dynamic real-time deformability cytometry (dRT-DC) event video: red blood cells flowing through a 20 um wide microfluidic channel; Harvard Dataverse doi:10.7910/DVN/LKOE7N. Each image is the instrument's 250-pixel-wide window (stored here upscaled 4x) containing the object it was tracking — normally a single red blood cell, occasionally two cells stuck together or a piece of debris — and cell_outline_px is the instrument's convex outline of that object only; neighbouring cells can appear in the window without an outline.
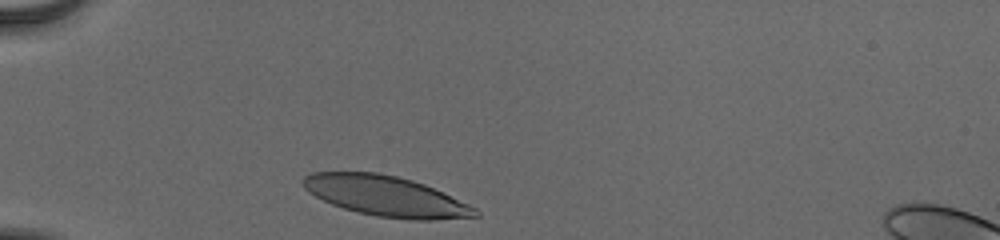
{"species": "human", "species_latin": "Homo sapiens", "temperature_condition": "cold", "stored_images_in_passage": 30, "camera_frame_rate_fps": 3000, "um_per_image_px": 0.085, "donor": {"sex": "male"}, "frame": {"image": 1, "passage_image": 1, "time_ms": 0.0, "image_size_px": [1000, 240], "cell_outline_px": [[480, 216], [432, 220], [412, 220], [376, 216], [344, 208], [332, 204], [308, 192], [304, 188], [304, 176], [312, 172], [376, 172], [396, 176], [412, 180], [424, 184], [468, 204], [476, 208], [480, 212]], "centroid_in_image_um": [32.81, 16.67], "position_along_channel_um": 52.2, "area_um2": 40.06}}
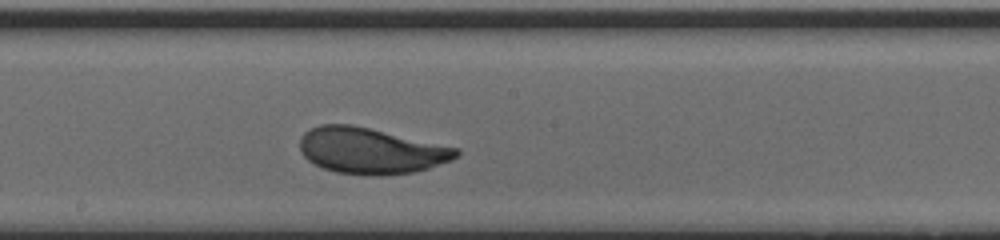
{"frame": {"image": 2, "passage_image": 16, "time_ms": 5.0, "image_size_px": [1000, 240], "cell_outline_px": [[460, 152], [452, 160], [416, 172], [384, 176], [368, 176], [336, 172], [324, 168], [308, 160], [304, 156], [300, 148], [300, 136], [304, 132], [320, 124], [352, 124], [460, 148]], "centroid_in_image_um": [31.53, 12.82], "position_along_channel_um": 216.7, "area_um2": 42.19}}
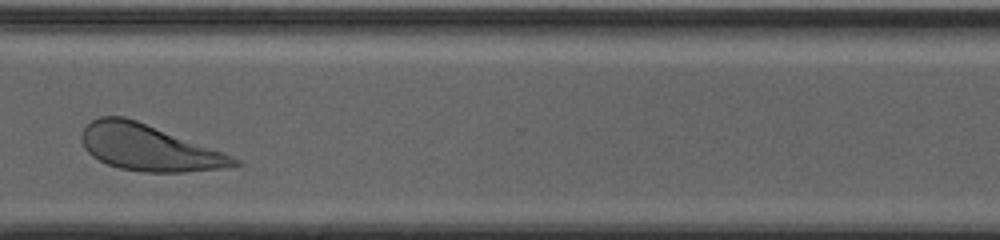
{"frame": {"image": 3, "passage_image": 27, "time_ms": 8.667, "image_size_px": [1000, 240], "cell_outline_px": [[240, 164], [224, 168], [184, 172], [144, 172], [120, 168], [108, 164], [92, 156], [84, 148], [80, 136], [80, 132], [92, 120], [100, 116], [124, 116], [136, 120], [224, 152], [240, 160]], "centroid_in_image_um": [12.62, 12.55], "position_along_channel_um": 358.0, "area_um2": 40.69}, "authors_computed_cell_mechanics": {"area_um2": 40.8646, "velocity_mm_per_s": 3.8348, "shape_relaxation_time_tau1_ms": 3.3052, "shape_relaxation_time_tau2_ms": null, "deformation_change_tau1": 0.1553, "deformation_change_tau2": null}}